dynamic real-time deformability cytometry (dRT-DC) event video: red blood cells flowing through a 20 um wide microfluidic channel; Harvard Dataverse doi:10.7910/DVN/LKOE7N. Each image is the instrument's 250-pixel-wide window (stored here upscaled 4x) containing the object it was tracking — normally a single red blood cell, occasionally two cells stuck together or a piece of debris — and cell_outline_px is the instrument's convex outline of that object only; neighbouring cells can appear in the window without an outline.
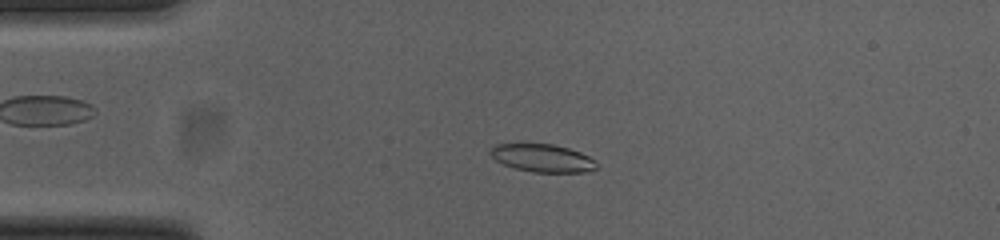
{"species": "common noctule bat (a hibernating species)", "species_latin": "Nyctalus noctula", "temperature_condition": "cold", "stored_images_in_passage": 52, "camera_frame_rate_fps": 3000, "um_per_image_px": 0.085, "animal": {"sex": "female", "body_mass_g": 23.0, "forearm_length_mm": 53.4}, "frame": {"image": 1, "passage_image": 12, "time_ms": 3.667, "image_size_px": [1000, 240], "cell_outline_px": [[596, 168], [588, 172], [532, 172], [516, 168], [504, 164], [496, 160], [488, 152], [496, 144], [552, 144], [568, 148], [580, 152], [596, 160]], "centroid_in_image_um": [46.13, 13.44], "position_along_channel_um": 38.9, "area_um2": 17.11}}
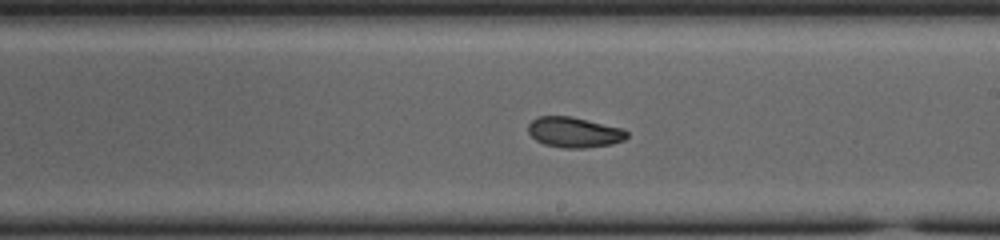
{"frame": {"image": 2, "passage_image": 30, "time_ms": 9.667, "image_size_px": [1000, 240], "cell_outline_px": [[628, 136], [624, 140], [612, 144], [584, 148], [564, 148], [544, 144], [536, 140], [528, 132], [528, 124], [536, 116], [572, 116], [624, 128], [628, 132]], "centroid_in_image_um": [48.82, 11.23], "position_along_channel_um": 240.2, "area_um2": 17.69}}
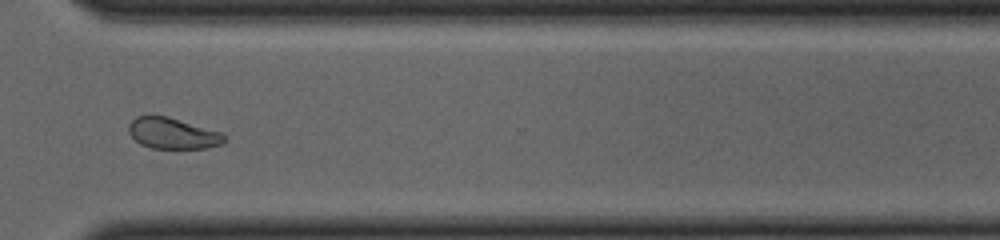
{"frame": {"image": 3, "passage_image": 39, "time_ms": 12.667, "image_size_px": [1000, 240], "cell_outline_px": [[224, 144], [208, 148], [152, 148], [140, 144], [128, 132], [128, 124], [136, 116], [168, 116], [220, 132], [224, 136]], "centroid_in_image_um": [14.66, 11.34], "position_along_channel_um": 355.9, "area_um2": 17.17}, "authors_computed_cell_mechanics": {"area_um2": 18.0914, "velocity_mm_per_s": 3.8449, "shape_relaxation_time_tau1_ms": 3.9026, "shape_relaxation_time_tau2_ms": 0.9543, "deformation_change_tau1": 0.1429, "deformation_change_tau2": 0.0593}}